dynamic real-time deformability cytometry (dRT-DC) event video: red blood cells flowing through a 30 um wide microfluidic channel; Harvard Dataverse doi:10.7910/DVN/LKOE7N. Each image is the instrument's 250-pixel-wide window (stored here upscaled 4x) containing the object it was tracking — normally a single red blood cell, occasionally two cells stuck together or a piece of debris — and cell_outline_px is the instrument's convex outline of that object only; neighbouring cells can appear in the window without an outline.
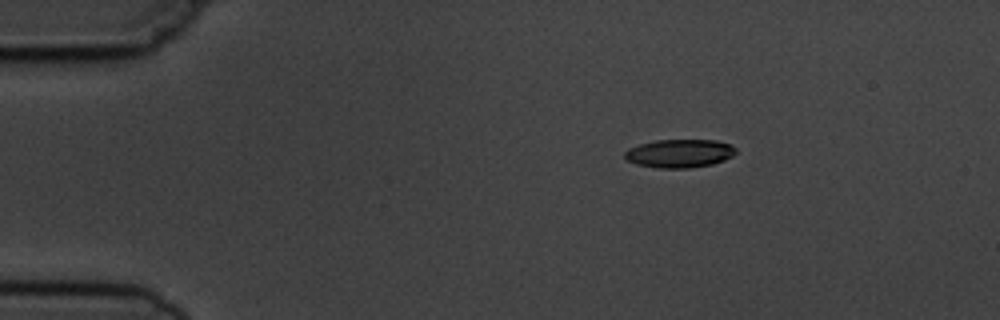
{"species": "common noctule bat (a hibernating species)", "species_latin": "Nyctalus noctula", "temperature_condition": "cold", "stored_images_in_passage": 5, "segment_of_instrument_passage": [1, 2], "camera_frame_rate_fps": 3000, "um_per_image_px": 0.085, "animal": {"sex": "male", "body_mass_g": 19.5, "forearm_length_mm": 54.6}, "frame": {"image": 1, "passage_image": 2, "time_ms": 1.0, "image_size_px": [1000, 320], "cell_outline_px": [[736, 152], [732, 156], [724, 160], [712, 164], [688, 168], [656, 168], [636, 164], [628, 160], [624, 156], [624, 152], [628, 148], [640, 144], [656, 140], [716, 140], [732, 144], [736, 148]], "centroid_in_image_um": [57.77, 13.03], "position_along_channel_um": 27.2, "area_um2": 18.44}}